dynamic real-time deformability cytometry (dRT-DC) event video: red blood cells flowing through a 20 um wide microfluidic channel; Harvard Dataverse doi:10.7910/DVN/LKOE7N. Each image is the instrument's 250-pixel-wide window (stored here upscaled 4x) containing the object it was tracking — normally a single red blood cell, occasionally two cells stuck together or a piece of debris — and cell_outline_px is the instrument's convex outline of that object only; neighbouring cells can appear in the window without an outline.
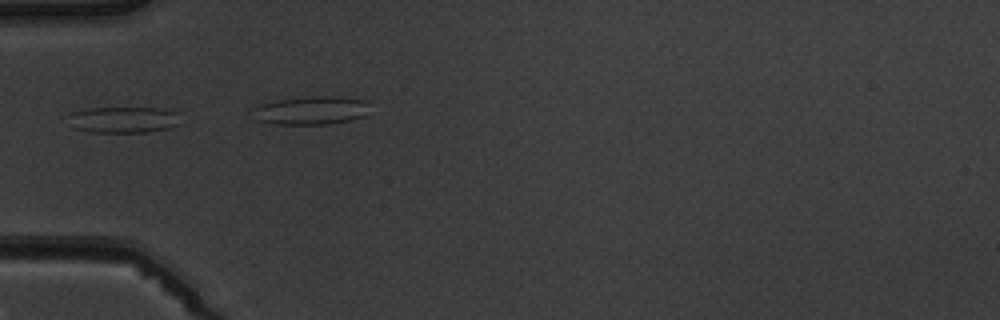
{"species": "common noctule bat (a hibernating species)", "species_latin": "Nyctalus noctula", "temperature_condition": "warm", "stored_images_in_passage": 7, "camera_frame_rate_fps": 3000, "um_per_image_px": 0.085, "animal": {"sex": "male", "body_mass_g": 19.5, "forearm_length_mm": 54.6}, "frame": {"image": 1, "passage_image": 4, "time_ms": 3.333, "image_size_px": [1000, 320], "cell_outline_px": [[180, 124], [168, 128], [148, 132], [88, 132], [72, 128], [72, 112], [88, 108], [160, 108], [180, 112]], "centroid_in_image_um": [10.58, 10.18], "position_along_channel_um": 74.4, "area_um2": 17.17}}
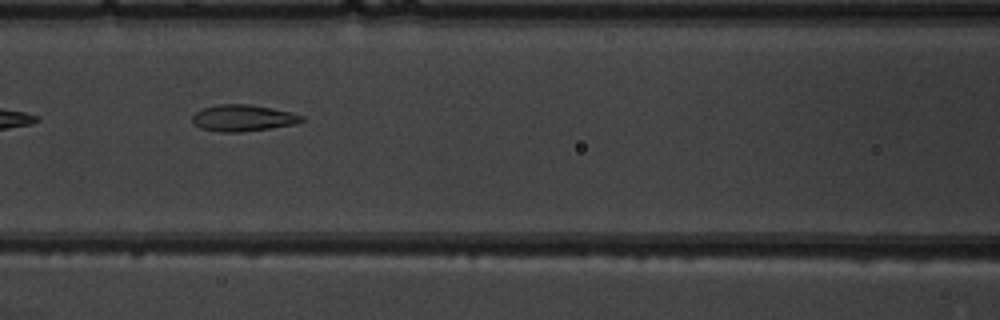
{"frame": {"image": 2, "passage_image": 6, "time_ms": 5.667, "image_size_px": [1000, 320], "cell_outline_px": [[308, 120], [296, 124], [240, 132], [220, 132], [200, 128], [192, 124], [192, 116], [196, 112], [204, 108], [216, 104], [248, 104], [272, 108], [292, 112], [304, 116]], "centroid_in_image_um": [20.67, 10.03], "position_along_channel_um": 145.9, "area_um2": 17.05}}
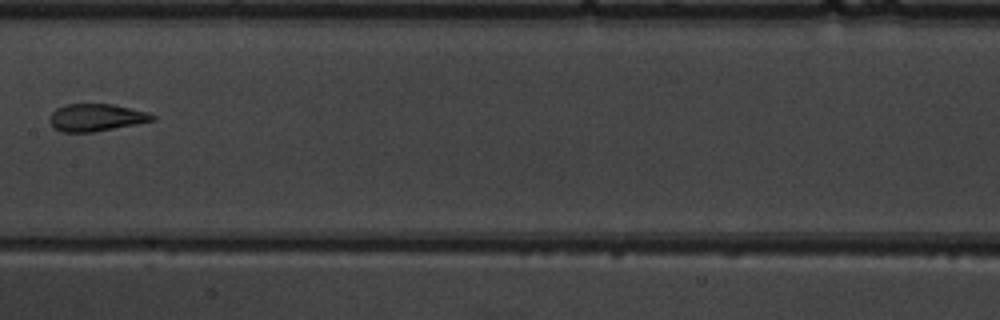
{"frame": {"image": 3, "passage_image": 7, "time_ms": 7.0, "image_size_px": [1000, 320], "cell_outline_px": [[156, 120], [136, 124], [92, 132], [60, 132], [48, 120], [52, 112], [56, 108], [64, 104], [112, 104], [148, 112], [156, 116]], "centroid_in_image_um": [8.17, 9.98], "position_along_channel_um": 199.2, "area_um2": 16.36}}